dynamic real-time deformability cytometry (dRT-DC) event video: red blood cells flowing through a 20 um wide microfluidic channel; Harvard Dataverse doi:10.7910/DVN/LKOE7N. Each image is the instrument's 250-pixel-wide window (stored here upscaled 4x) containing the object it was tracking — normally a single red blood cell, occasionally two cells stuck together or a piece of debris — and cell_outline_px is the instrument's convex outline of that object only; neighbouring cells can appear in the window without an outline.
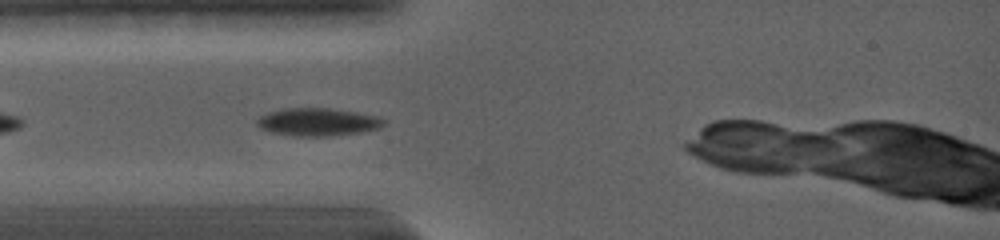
{"species": "common noctule bat (a hibernating species)", "species_latin": "Nyctalus noctula", "temperature_condition": "warm", "stored_images_in_passage": 28, "camera_frame_rate_fps": 5000, "um_per_image_px": 0.085, "animal": {"sex": "female", "body_mass_g": 19.0, "forearm_length_mm": 56.7}, "frame": {"image": 1, "passage_image": 4, "time_ms": 1.2, "image_size_px": [1000, 240], "cell_outline_px": [[384, 124], [380, 128], [360, 132], [328, 136], [292, 136], [268, 132], [260, 128], [256, 124], [256, 120], [260, 116], [268, 112], [284, 108], [328, 108], [356, 112], [380, 116], [384, 120]], "centroid_in_image_um": [26.97, 10.37], "position_along_channel_um": 58.0, "area_um2": 20.69}}
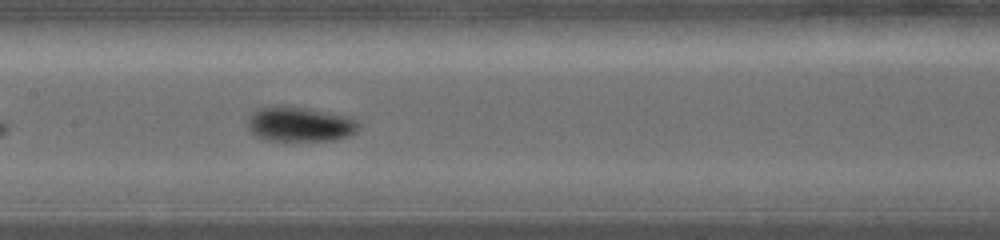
{"frame": {"image": 2, "passage_image": 12, "time_ms": 4.4, "image_size_px": [1000, 240], "cell_outline_px": [[360, 128], [356, 132], [348, 136], [332, 140], [264, 140], [256, 136], [248, 128], [248, 116], [260, 108], [300, 108], [324, 112], [344, 116], [356, 120], [360, 124]], "centroid_in_image_um": [25.5, 10.6], "position_along_channel_um": 181.9, "area_um2": 21.62}}
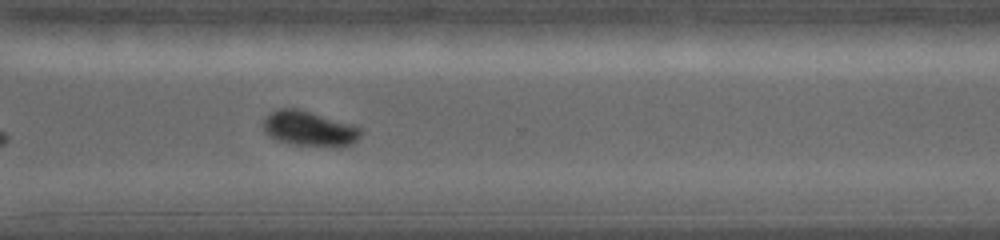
{"frame": {"image": 3, "passage_image": 23, "time_ms": 8.6, "image_size_px": [1000, 240], "cell_outline_px": [[360, 136], [352, 144], [336, 148], [292, 144], [268, 136], [264, 132], [264, 120], [272, 112], [280, 108], [300, 108], [352, 124], [360, 128]], "centroid_in_image_um": [26.31, 10.94], "position_along_channel_um": 344.3, "area_um2": 20.0}}